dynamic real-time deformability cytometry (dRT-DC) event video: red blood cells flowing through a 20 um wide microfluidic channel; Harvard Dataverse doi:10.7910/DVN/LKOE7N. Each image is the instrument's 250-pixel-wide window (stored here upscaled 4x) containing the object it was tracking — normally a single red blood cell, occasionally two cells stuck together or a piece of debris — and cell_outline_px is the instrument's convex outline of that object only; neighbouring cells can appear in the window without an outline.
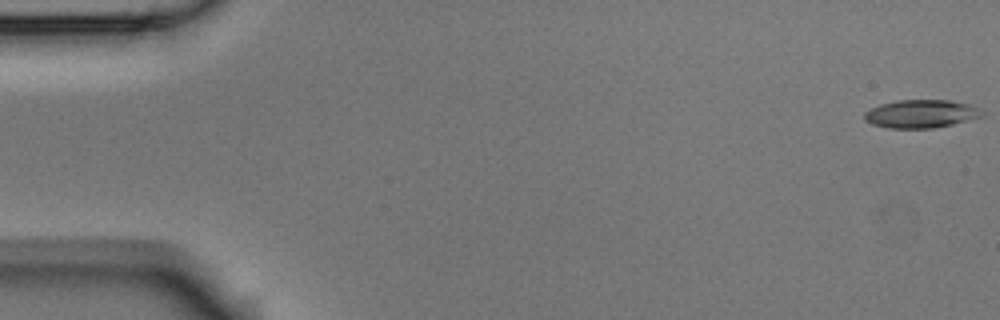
{"species": "Egyptian fruit bat (a non-hibernating species)", "species_latin": "Rousettus aegyptiacus", "temperature_condition": "room temperature", "stored_images_in_passage": 54, "camera_frame_rate_fps": 3000, "um_per_image_px": 0.085, "animal": {"sex": "male"}, "frame": {"image": 1, "passage_image": 1, "time_ms": 0.0, "image_size_px": [1000, 320], "cell_outline_px": [[980, 116], [952, 124], [932, 128], [888, 128], [872, 124], [864, 120], [864, 112], [880, 104], [896, 100], [952, 100], [968, 104], [976, 108]], "centroid_in_image_um": [78.18, 9.67], "position_along_channel_um": 6.8, "area_um2": 18.9}}
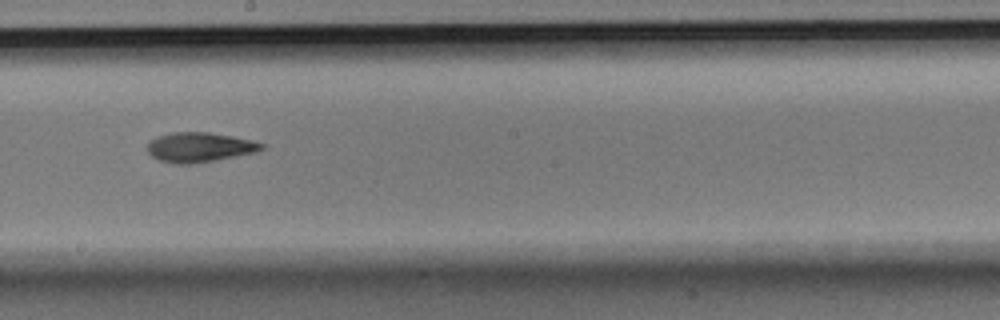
{"frame": {"image": 2, "passage_image": 30, "time_ms": 9.667, "image_size_px": [1000, 320], "cell_outline_px": [[264, 148], [256, 152], [216, 160], [188, 164], [172, 164], [160, 160], [152, 156], [148, 152], [148, 144], [156, 136], [172, 132], [208, 132], [232, 136], [264, 144]], "centroid_in_image_um": [16.93, 12.52], "position_along_channel_um": 231.3, "area_um2": 19.59}}
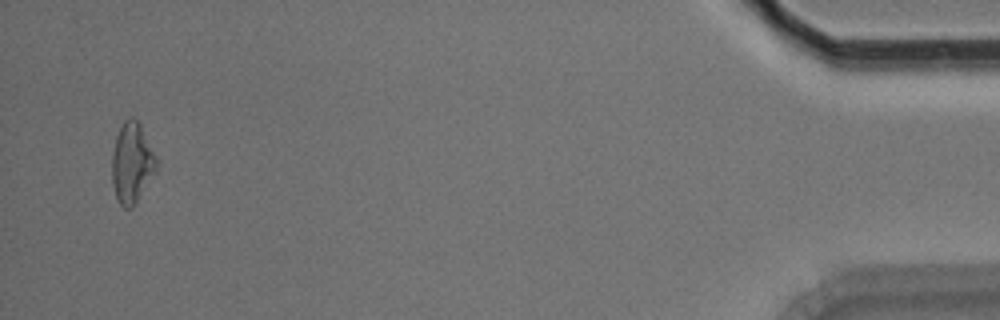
{"frame": {"image": 3, "passage_image": 52, "time_ms": 17.0, "image_size_px": [1000, 320], "cell_outline_px": [[156, 172], [132, 208], [124, 208], [116, 200], [112, 184], [112, 152], [116, 136], [124, 120], [128, 116], [132, 116], [140, 124], [156, 156]], "centroid_in_image_um": [11.19, 13.86], "position_along_channel_um": 424.0, "area_um2": 20.87}, "authors_computed_cell_mechanics": {"area_um2": 19.652, "velocity_mm_per_s": 3.7784, "shape_relaxation_time_tau1_ms": 4.2061, "shape_relaxation_time_tau2_ms": 5.2972, "deformation_change_tau1": 0.1441, "deformation_change_tau2": 0.1472}}